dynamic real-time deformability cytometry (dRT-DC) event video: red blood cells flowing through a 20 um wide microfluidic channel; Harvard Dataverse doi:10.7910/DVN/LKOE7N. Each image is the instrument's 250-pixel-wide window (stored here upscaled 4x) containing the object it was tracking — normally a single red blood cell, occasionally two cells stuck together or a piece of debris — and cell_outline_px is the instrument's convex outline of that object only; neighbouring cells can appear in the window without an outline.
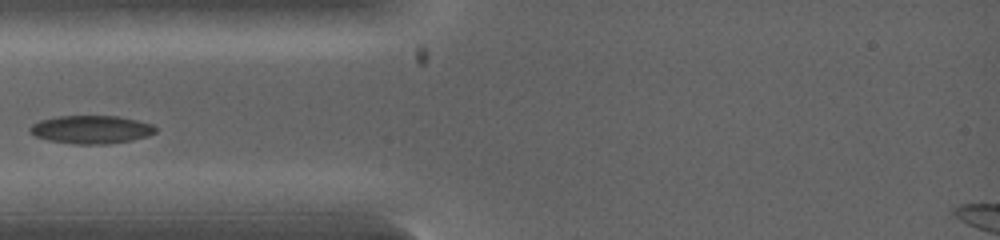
{"species": "common noctule bat (a hibernating species)", "species_latin": "Nyctalus noctula", "temperature_condition": "warm", "stored_images_in_passage": 17, "camera_frame_rate_fps": 5000, "um_per_image_px": 0.085, "animal": {"sex": "female", "body_mass_g": 19.0, "forearm_length_mm": 53.3}, "frame": {"image": 1, "passage_image": 8, "time_ms": 2.4, "image_size_px": [1000, 240], "cell_outline_px": [[156, 132], [148, 136], [132, 140], [108, 144], [76, 144], [48, 140], [36, 136], [28, 132], [28, 128], [32, 124], [40, 120], [60, 116], [116, 116], [136, 120], [152, 124], [156, 128]], "centroid_in_image_um": [7.74, 11.01], "position_along_channel_um": 77.3, "area_um2": 20.58}}
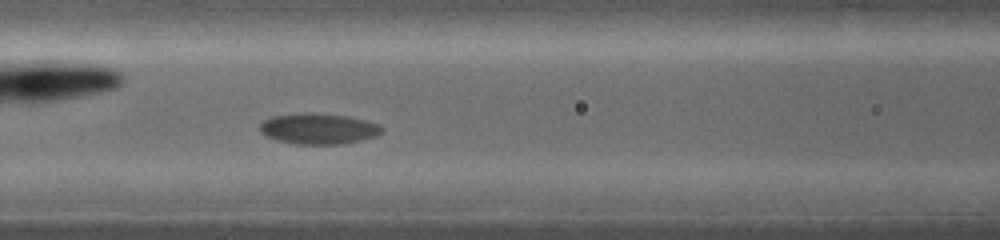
{"frame": {"image": 2, "passage_image": 12, "time_ms": 3.6, "image_size_px": [1000, 240], "cell_outline_px": [[384, 132], [376, 136], [360, 140], [340, 144], [296, 144], [276, 140], [264, 136], [260, 132], [260, 124], [264, 120], [272, 116], [304, 112], [312, 112], [348, 116], [380, 124], [384, 128]], "centroid_in_image_um": [27.07, 10.93], "position_along_channel_um": 139.5, "area_um2": 22.14}}
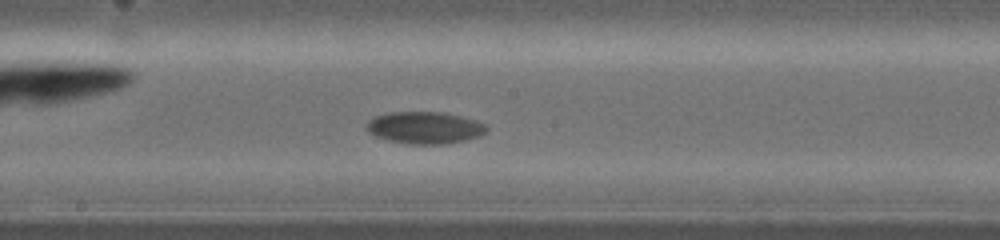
{"frame": {"image": 3, "passage_image": 16, "time_ms": 5.0, "image_size_px": [1000, 240], "cell_outline_px": [[488, 128], [480, 136], [464, 140], [444, 144], [408, 144], [388, 140], [376, 136], [368, 132], [364, 128], [364, 124], [368, 120], [376, 116], [388, 112], [440, 112], [460, 116], [484, 124]], "centroid_in_image_um": [36.02, 10.85], "position_along_channel_um": 212.2, "area_um2": 22.31}}